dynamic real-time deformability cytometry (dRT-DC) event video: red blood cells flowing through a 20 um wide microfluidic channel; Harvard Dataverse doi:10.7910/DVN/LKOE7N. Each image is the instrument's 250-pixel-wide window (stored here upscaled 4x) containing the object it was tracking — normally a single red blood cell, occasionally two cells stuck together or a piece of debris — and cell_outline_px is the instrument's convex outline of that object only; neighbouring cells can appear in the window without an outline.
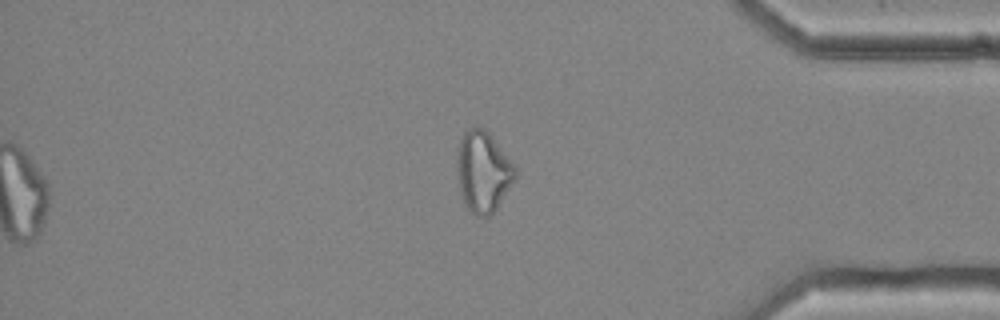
{"species": "common noctule bat (a hibernating species)", "species_latin": "Nyctalus noctula", "temperature_condition": "cold", "stored_images_in_passage": 39, "camera_frame_rate_fps": 3000, "um_per_image_px": 0.085, "animal": {"sex": "female", "body_mass_g": 25.1}, "frame": {"image": 1, "passage_image": 33, "time_ms": 10.667, "image_size_px": [1000, 320], "cell_outline_px": [[516, 180], [496, 208], [488, 216], [472, 216], [464, 204], [460, 188], [456, 160], [456, 156], [460, 140], [464, 132], [468, 128], [476, 124], [484, 128], [488, 132], [516, 168]], "centroid_in_image_um": [41.05, 14.59], "position_along_channel_um": 394.2, "area_um2": 27.46}, "authors_computed_cell_mechanics": {"area_um2": 24.0448, "velocity_mm_per_s": 3.6647, "shape_relaxation_time_tau1_ms": null, "shape_relaxation_time_tau2_ms": 1.9355, "deformation_change_tau1": null, "deformation_change_tau2": 0.0875}}